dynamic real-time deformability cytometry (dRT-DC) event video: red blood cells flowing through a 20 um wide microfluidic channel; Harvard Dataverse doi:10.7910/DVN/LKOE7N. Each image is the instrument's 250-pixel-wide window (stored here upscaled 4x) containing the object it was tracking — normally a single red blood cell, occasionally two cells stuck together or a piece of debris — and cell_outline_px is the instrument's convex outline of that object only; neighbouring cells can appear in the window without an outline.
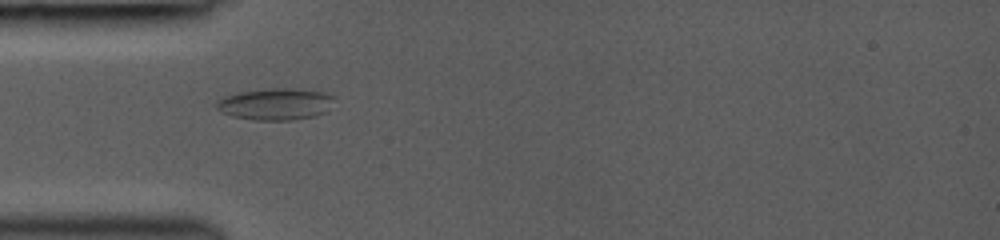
{"species": "common noctule bat (a hibernating species)", "species_latin": "Nyctalus noctula", "temperature_condition": "room temperature", "stored_images_in_passage": 33, "camera_frame_rate_fps": 3000, "um_per_image_px": 0.085, "animal": {"sex": "female", "body_mass_g": 19.0, "forearm_length_mm": 53.3}, "frame": {"image": 1, "passage_image": 1, "time_ms": 0.0, "image_size_px": [1000, 240], "cell_outline_px": [[336, 96], [328, 112], [316, 116], [292, 120], [252, 120], [232, 116], [216, 108], [216, 100], [224, 96], [240, 92], [268, 88], [296, 88], [324, 92]], "centroid_in_image_um": [23.47, 8.84], "position_along_channel_um": 61.5, "area_um2": 22.14}}
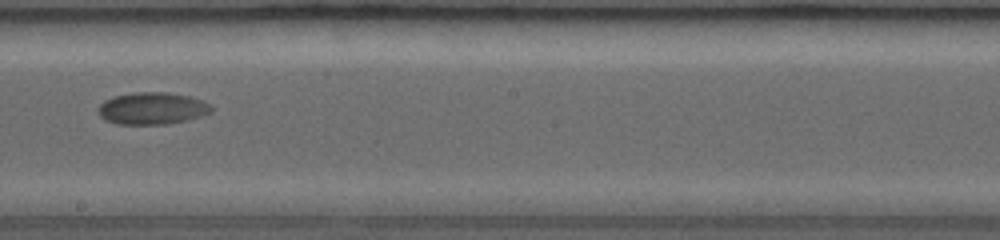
{"frame": {"image": 2, "passage_image": 14, "time_ms": 4.333, "image_size_px": [1000, 240], "cell_outline_px": [[216, 108], [212, 112], [188, 120], [168, 124], [116, 124], [104, 120], [96, 112], [100, 104], [104, 100], [112, 96], [136, 92], [164, 92], [188, 96], [204, 100]], "centroid_in_image_um": [12.94, 9.21], "position_along_channel_um": 235.3, "area_um2": 21.5}}
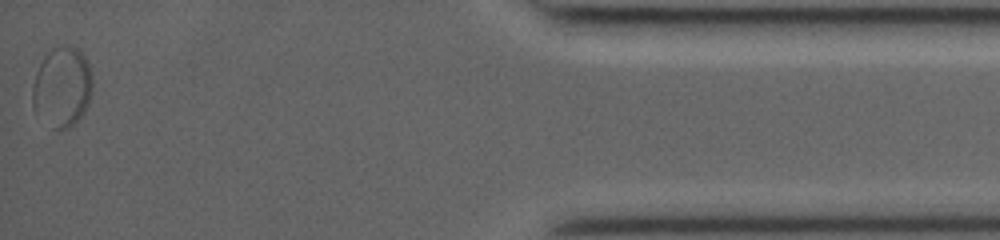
{"frame": {"image": 3, "passage_image": 33, "time_ms": 10.667, "image_size_px": [1000, 240], "cell_outline_px": [[92, 92], [88, 104], [84, 112], [68, 128], [56, 128], [36, 112], [32, 104], [32, 84], [36, 72], [44, 56], [52, 48], [68, 44], [72, 44], [84, 52], [88, 60], [92, 72]], "centroid_in_image_um": [5.31, 7.3], "position_along_channel_um": 429.9, "area_um2": 28.15}, "authors_computed_cell_mechanics": {"area_um2": 21.386, "velocity_mm_per_s": 4.0592, "shape_relaxation_time_tau1_ms": 2.6075, "shape_relaxation_time_tau2_ms": null, "deformation_change_tau1": 0.0535, "deformation_change_tau2": null}}